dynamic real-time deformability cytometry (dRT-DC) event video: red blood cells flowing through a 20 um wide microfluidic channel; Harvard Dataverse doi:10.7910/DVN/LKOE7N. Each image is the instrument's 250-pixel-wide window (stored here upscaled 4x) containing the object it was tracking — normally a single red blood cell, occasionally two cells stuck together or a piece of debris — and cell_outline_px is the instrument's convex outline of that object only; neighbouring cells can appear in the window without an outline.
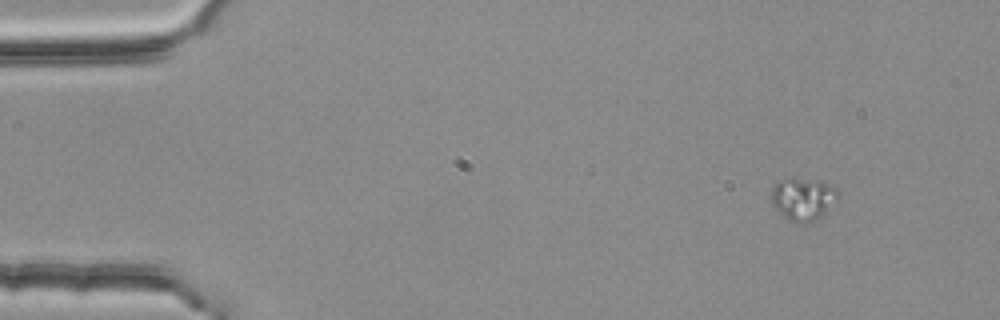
{"species": "common noctule bat (a hibernating species)", "species_latin": "Nyctalus noctula", "temperature_condition": "room temperature", "stored_images_in_passage": 4, "camera_frame_rate_fps": 3000, "um_per_image_px": 0.085, "animal": {"sex": "female", "body_mass_g": 25.1}, "frame": {"image": 1, "passage_image": 1, "time_ms": 0.0, "image_size_px": [1000, 320], "cell_outline_px": [[840, 200], [816, 220], [804, 224], [788, 220], [784, 216], [772, 200], [772, 188], [776, 184], [792, 176], [820, 180], [836, 188], [840, 192]], "centroid_in_image_um": [68.35, 16.88], "position_along_channel_um": 16.6, "area_um2": 16.7}}